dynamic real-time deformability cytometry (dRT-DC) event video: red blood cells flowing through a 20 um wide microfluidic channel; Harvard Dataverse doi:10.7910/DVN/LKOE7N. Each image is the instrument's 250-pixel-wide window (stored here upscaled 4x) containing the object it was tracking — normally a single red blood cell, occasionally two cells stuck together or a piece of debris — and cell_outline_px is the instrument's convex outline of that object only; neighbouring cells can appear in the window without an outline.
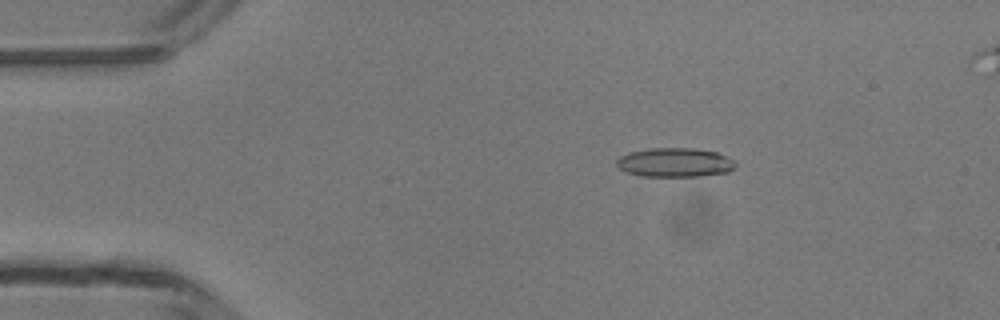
{"species": "common noctule bat (a hibernating species)", "species_latin": "Nyctalus noctula", "temperature_condition": "room temperature", "stored_images_in_passage": 43, "camera_frame_rate_fps": 3000, "um_per_image_px": 0.085, "animal": {"sex": "male", "body_mass_g": 13.3}, "frame": {"image": 1, "passage_image": 3, "time_ms": 0.667, "image_size_px": [1000, 320], "cell_outline_px": [[736, 164], [728, 172], [700, 176], [640, 176], [624, 172], [616, 164], [616, 160], [620, 156], [628, 152], [648, 148], [692, 148], [716, 152], [736, 160]], "centroid_in_image_um": [57.33, 13.81], "position_along_channel_um": 27.7, "area_um2": 20.29}}
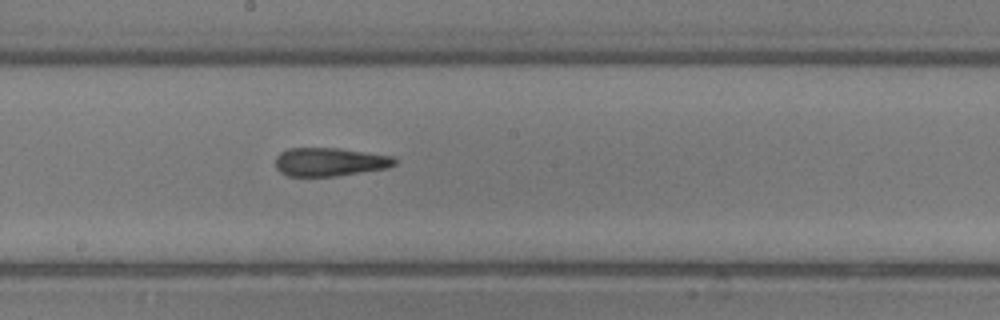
{"frame": {"image": 2, "passage_image": 21, "time_ms": 6.667, "image_size_px": [1000, 320], "cell_outline_px": [[396, 164], [388, 168], [336, 176], [288, 176], [280, 172], [276, 168], [276, 156], [280, 152], [288, 148], [340, 148], [392, 156], [396, 160]], "centroid_in_image_um": [28.02, 13.76], "position_along_channel_um": 220.2, "area_um2": 19.83}}
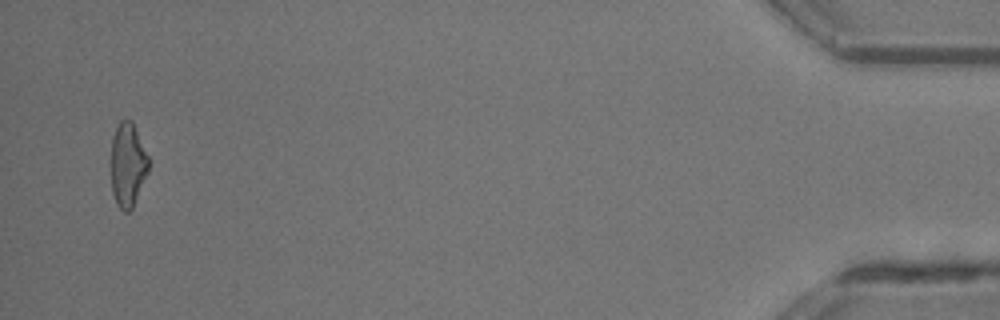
{"frame": {"image": 3, "passage_image": 42, "time_ms": 13.667, "image_size_px": [1000, 320], "cell_outline_px": [[148, 172], [132, 208], [128, 212], [124, 212], [116, 204], [112, 192], [112, 136], [120, 120], [124, 116], [132, 120], [148, 156]], "centroid_in_image_um": [10.86, 13.97], "position_along_channel_um": 424.3, "area_um2": 18.32}}